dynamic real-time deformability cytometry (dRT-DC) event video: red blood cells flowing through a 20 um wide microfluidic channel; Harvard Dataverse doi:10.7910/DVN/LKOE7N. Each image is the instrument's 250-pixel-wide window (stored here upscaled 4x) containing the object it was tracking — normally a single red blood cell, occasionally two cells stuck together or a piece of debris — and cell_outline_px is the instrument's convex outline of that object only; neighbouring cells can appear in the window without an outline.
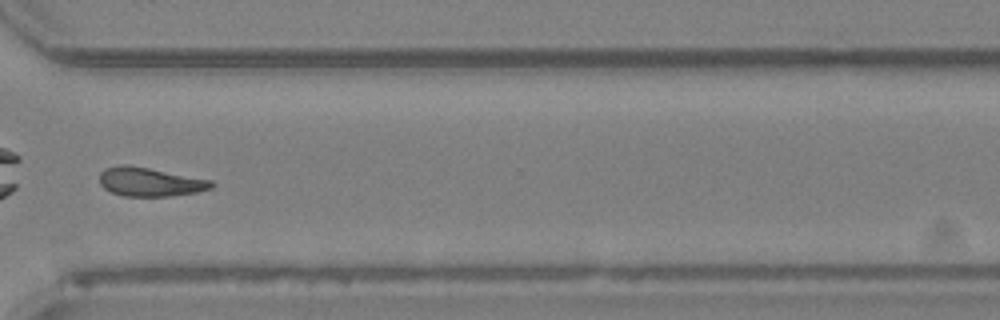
{"species": "Egyptian fruit bat (a non-hibernating species)", "species_latin": "Rousettus aegyptiacus", "temperature_condition": "room temperature", "stored_images_in_passage": 43, "camera_frame_rate_fps": 3000, "um_per_image_px": 0.085, "animal": {"sex": "female"}, "frame": {"image": 1, "passage_image": 31, "time_ms": 10.0, "image_size_px": [1000, 320], "cell_outline_px": [[216, 184], [212, 188], [196, 192], [168, 196], [124, 196], [112, 192], [104, 188], [100, 184], [100, 172], [104, 168], [120, 164], [128, 164], [212, 180]], "centroid_in_image_um": [12.74, 15.45], "position_along_channel_um": 357.9, "area_um2": 18.84}}